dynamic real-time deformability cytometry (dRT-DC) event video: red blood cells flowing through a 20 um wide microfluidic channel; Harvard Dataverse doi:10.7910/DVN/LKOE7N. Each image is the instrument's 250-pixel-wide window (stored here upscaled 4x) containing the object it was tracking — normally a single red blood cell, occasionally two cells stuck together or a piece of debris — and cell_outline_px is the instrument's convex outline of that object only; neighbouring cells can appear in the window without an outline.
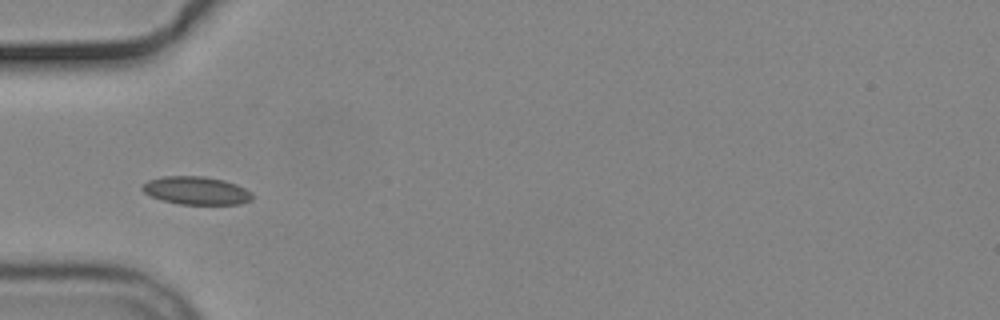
{"species": "common noctule bat (a hibernating species)", "species_latin": "Nyctalus noctula", "temperature_condition": "cold", "stored_images_in_passage": 5, "camera_frame_rate_fps": 3000, "um_per_image_px": 0.085, "animal": {"sex": "male", "body_mass_g": 19.2, "forearm_length_mm": 51.8}, "frame": {"image": 1, "passage_image": 5, "time_ms": 4.667, "image_size_px": [1000, 320], "cell_outline_px": [[252, 200], [240, 204], [180, 204], [164, 200], [152, 196], [144, 192], [140, 188], [148, 180], [164, 176], [204, 176], [224, 180], [236, 184], [244, 188], [252, 196]], "centroid_in_image_um": [16.67, 16.19], "position_along_channel_um": 68.3, "area_um2": 17.74}}